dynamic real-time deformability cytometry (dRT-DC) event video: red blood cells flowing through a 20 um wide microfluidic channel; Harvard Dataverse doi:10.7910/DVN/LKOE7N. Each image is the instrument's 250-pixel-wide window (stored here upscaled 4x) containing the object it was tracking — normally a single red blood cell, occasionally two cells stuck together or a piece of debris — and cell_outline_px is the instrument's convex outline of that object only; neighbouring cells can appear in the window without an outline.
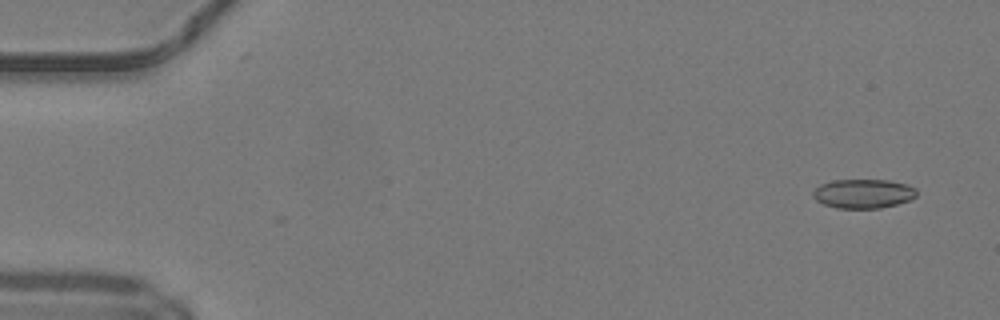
{"species": "common noctule bat (a hibernating species)", "species_latin": "Nyctalus noctula", "temperature_condition": "warm", "stored_images_in_passage": 5, "camera_frame_rate_fps": 3000, "um_per_image_px": 0.085, "animal": {"sex": "male", "body_mass_g": 19.2, "forearm_length_mm": 51.8}, "frame": {"image": 1, "passage_image": 5, "time_ms": 1.333, "image_size_px": [1000, 320], "cell_outline_px": [[916, 196], [908, 200], [896, 204], [880, 208], [836, 208], [824, 204], [816, 200], [812, 196], [812, 192], [820, 184], [832, 180], [888, 180], [908, 184], [916, 188]], "centroid_in_image_um": [73.36, 16.45], "position_along_channel_um": 11.6, "area_um2": 17.63}}